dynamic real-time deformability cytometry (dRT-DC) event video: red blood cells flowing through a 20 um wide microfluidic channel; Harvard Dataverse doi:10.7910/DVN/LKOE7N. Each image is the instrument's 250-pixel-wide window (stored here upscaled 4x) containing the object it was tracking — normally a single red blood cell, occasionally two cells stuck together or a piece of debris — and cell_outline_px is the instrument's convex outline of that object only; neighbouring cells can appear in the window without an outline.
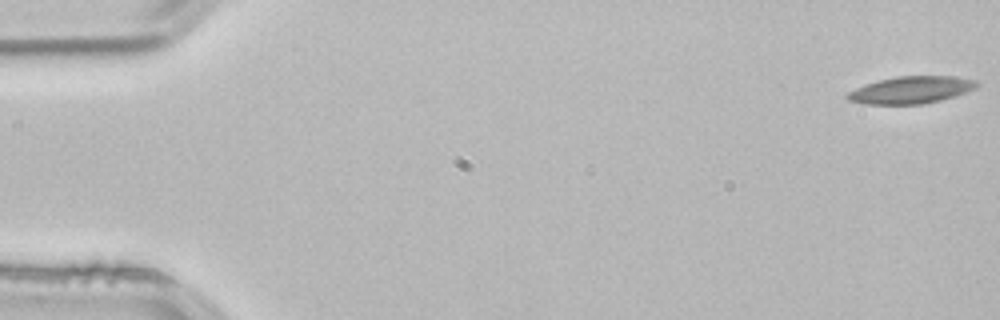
{"species": "common noctule bat (a hibernating species)", "species_latin": "Nyctalus noctula", "temperature_condition": "room temperature", "stored_images_in_passage": 54, "camera_frame_rate_fps": 3000, "um_per_image_px": 0.085, "animal": {"sex": "male", "body_mass_g": 21.5, "forearm_length_mm": 52.0}, "frame": {"image": 1, "passage_image": 1, "time_ms": 0.0, "image_size_px": [1000, 320], "cell_outline_px": [[980, 84], [976, 88], [968, 92], [956, 96], [924, 104], [864, 104], [848, 100], [844, 96], [848, 92], [864, 84], [896, 76], [956, 76], [976, 80]], "centroid_in_image_um": [77.47, 7.64], "position_along_channel_um": 7.5, "area_um2": 20.69}}
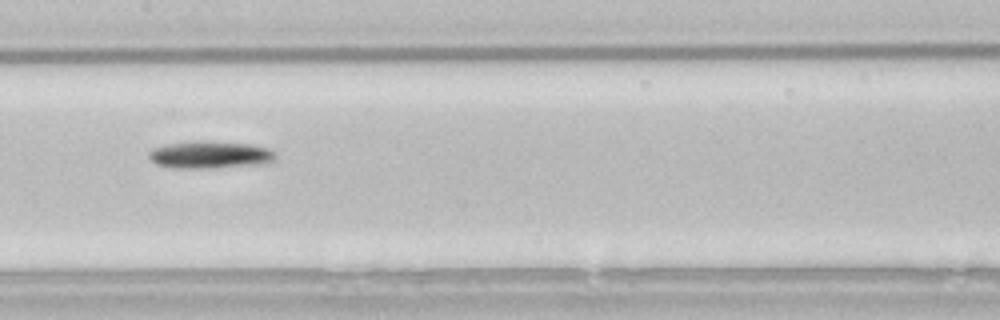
{"frame": {"image": 2, "passage_image": 27, "time_ms": 8.667, "image_size_px": [1000, 320], "cell_outline_px": [[276, 156], [268, 164], [208, 168], [172, 168], [156, 164], [148, 156], [148, 152], [152, 148], [168, 144], [200, 140], [252, 144], [268, 148]], "centroid_in_image_um": [17.84, 13.16], "position_along_channel_um": 189.6, "area_um2": 20.29}}
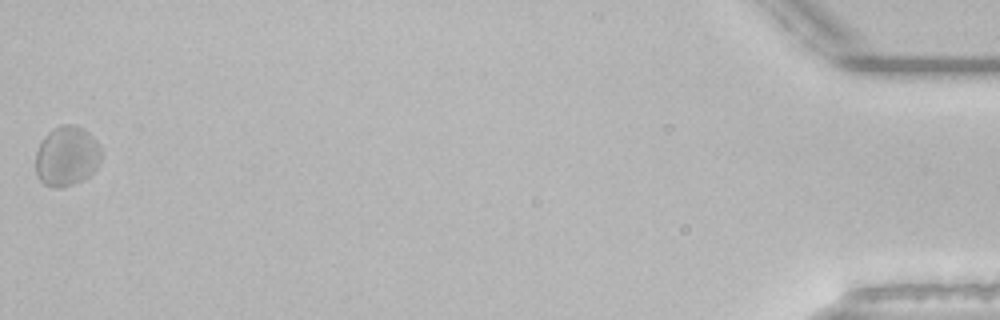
{"frame": {"image": 3, "passage_image": 54, "time_ms": 17.667, "image_size_px": [1000, 320], "cell_outline_px": [[104, 156], [96, 168], [84, 180], [64, 188], [56, 188], [44, 184], [40, 180], [36, 172], [36, 152], [44, 136], [52, 128], [64, 124], [76, 124], [84, 128], [96, 140], [104, 152]], "centroid_in_image_um": [5.71, 13.27], "position_along_channel_um": 429.5, "area_um2": 23.41}}